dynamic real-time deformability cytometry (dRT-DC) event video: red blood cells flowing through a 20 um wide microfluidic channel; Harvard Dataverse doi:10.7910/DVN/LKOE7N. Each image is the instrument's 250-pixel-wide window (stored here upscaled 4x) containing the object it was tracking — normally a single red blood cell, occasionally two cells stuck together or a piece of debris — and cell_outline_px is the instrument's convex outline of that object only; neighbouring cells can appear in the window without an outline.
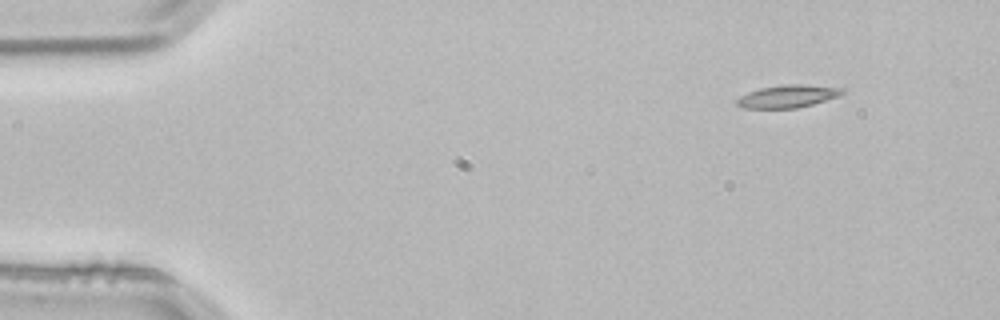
{"species": "common noctule bat (a hibernating species)", "species_latin": "Nyctalus noctula", "temperature_condition": "room temperature", "stored_images_in_passage": 3, "camera_frame_rate_fps": 3000, "um_per_image_px": 0.085, "animal": {"sex": "male", "body_mass_g": 21.5, "forearm_length_mm": 52.0}, "frame": {"image": 1, "passage_image": 1, "time_ms": 0.0, "image_size_px": [1000, 320], "cell_outline_px": [[844, 92], [840, 96], [812, 104], [796, 108], [744, 108], [736, 104], [736, 100], [740, 96], [748, 92], [760, 88], [788, 84], [804, 84], [844, 88]], "centroid_in_image_um": [66.97, 8.18], "position_along_channel_um": 18.0, "area_um2": 13.87}}
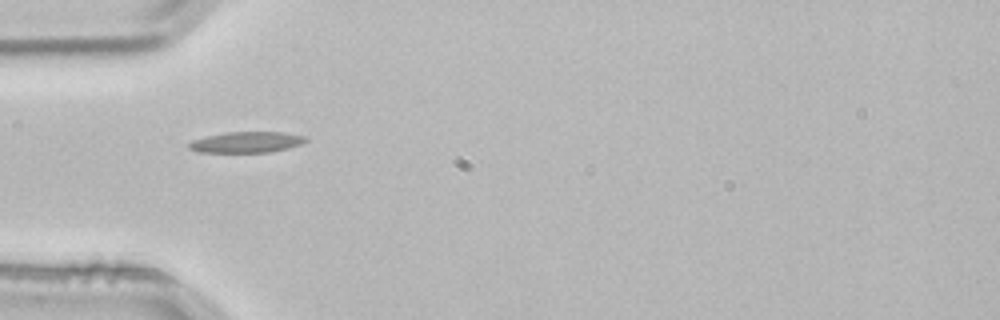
{"frame": {"image": 2, "passage_image": 3, "time_ms": 0.667, "image_size_px": [1000, 320], "cell_outline_px": [[308, 140], [300, 144], [288, 148], [268, 152], [200, 152], [188, 148], [188, 144], [192, 140], [208, 136], [228, 132], [284, 132], [304, 136]], "centroid_in_image_um": [20.95, 12.08], "position_along_channel_um": 64.0, "area_um2": 14.05}}